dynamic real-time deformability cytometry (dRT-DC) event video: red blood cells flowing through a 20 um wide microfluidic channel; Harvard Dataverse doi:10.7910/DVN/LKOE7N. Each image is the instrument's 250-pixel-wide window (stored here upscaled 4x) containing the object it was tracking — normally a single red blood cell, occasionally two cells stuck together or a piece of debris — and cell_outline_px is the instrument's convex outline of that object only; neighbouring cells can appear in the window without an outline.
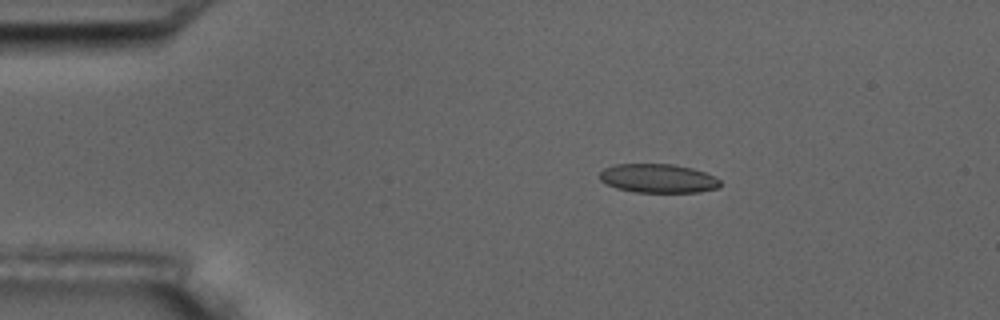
{"species": "common noctule bat (a hibernating species)", "species_latin": "Nyctalus noctula", "temperature_condition": "room temperature", "stored_images_in_passage": 6, "camera_frame_rate_fps": 3000, "um_per_image_px": 0.085, "animal": {"sex": "male", "body_mass_g": 17.5, "forearm_length_mm": 52.3}, "frame": {"image": 1, "passage_image": 4, "time_ms": 3.333, "image_size_px": [1000, 320], "cell_outline_px": [[720, 184], [716, 188], [700, 192], [636, 192], [616, 188], [600, 180], [600, 172], [604, 168], [616, 164], [672, 164], [692, 168], [704, 172], [720, 180]], "centroid_in_image_um": [55.92, 15.16], "position_along_channel_um": 29.1, "area_um2": 20.11}}
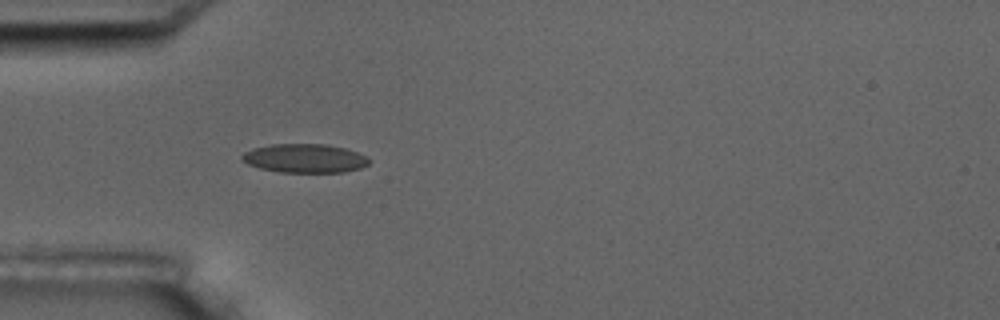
{"frame": {"image": 2, "passage_image": 6, "time_ms": 5.667, "image_size_px": [1000, 320], "cell_outline_px": [[372, 160], [368, 164], [360, 168], [344, 172], [280, 172], [260, 168], [248, 164], [240, 160], [240, 156], [244, 152], [252, 148], [272, 144], [324, 144], [344, 148], [368, 156]], "centroid_in_image_um": [25.89, 13.45], "position_along_channel_um": 59.1, "area_um2": 21.44}}